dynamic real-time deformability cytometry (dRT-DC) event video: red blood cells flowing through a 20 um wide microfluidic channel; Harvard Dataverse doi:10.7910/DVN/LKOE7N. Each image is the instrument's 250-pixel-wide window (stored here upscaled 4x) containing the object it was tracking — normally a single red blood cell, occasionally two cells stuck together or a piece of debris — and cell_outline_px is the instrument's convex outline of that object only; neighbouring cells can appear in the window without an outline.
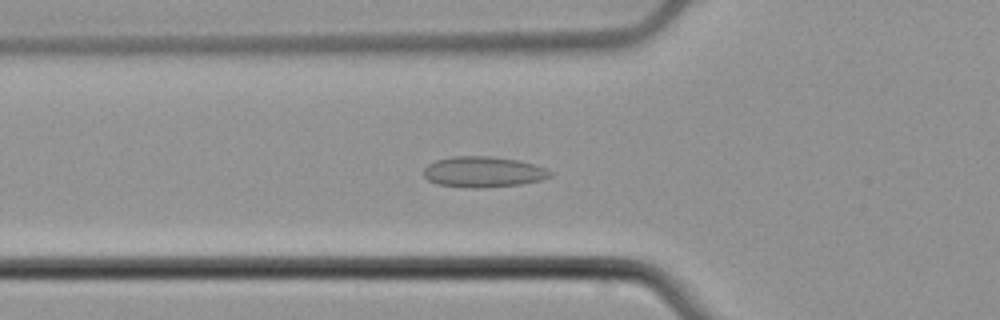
{"species": "common noctule bat (a hibernating species)", "species_latin": "Nyctalus noctula", "temperature_condition": "cold", "stored_images_in_passage": 46, "camera_frame_rate_fps": 3000, "um_per_image_px": 0.085, "animal": {"sex": "male", "body_mass_g": 21.5, "forearm_length_mm": 52.0}, "frame": {"image": 1, "passage_image": 16, "time_ms": 5.0, "image_size_px": [1000, 320], "cell_outline_px": [[552, 176], [540, 180], [520, 184], [476, 188], [472, 188], [436, 184], [428, 180], [424, 176], [424, 168], [428, 164], [436, 160], [452, 156], [488, 156], [516, 160], [532, 164], [544, 168], [552, 172]], "centroid_in_image_um": [41.03, 14.61], "position_along_channel_um": 84.8, "area_um2": 22.43}}
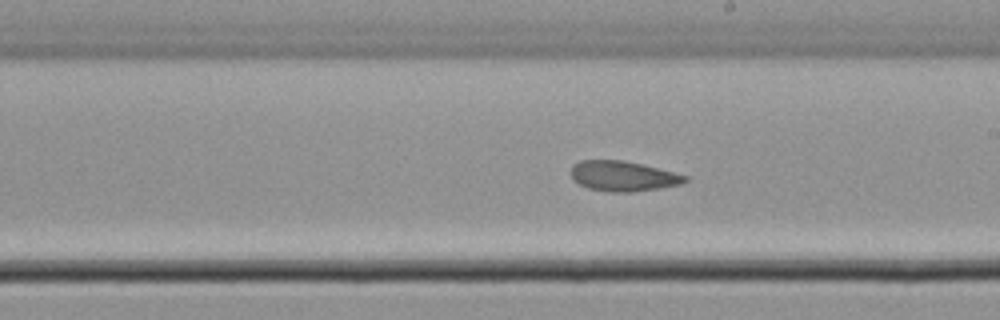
{"frame": {"image": 2, "passage_image": 28, "time_ms": 9.0, "image_size_px": [1000, 320], "cell_outline_px": [[688, 180], [680, 184], [660, 188], [632, 192], [608, 192], [588, 188], [572, 180], [572, 164], [580, 160], [620, 160], [640, 164], [688, 176]], "centroid_in_image_um": [52.92, 14.98], "position_along_channel_um": 236.1, "area_um2": 19.88}}
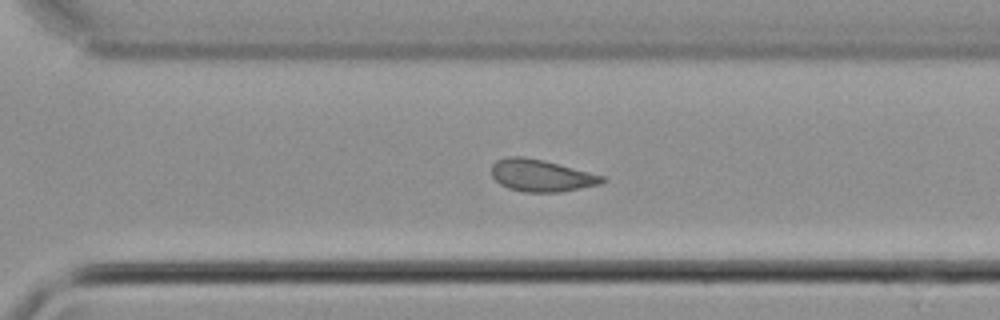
{"frame": {"image": 3, "passage_image": 35, "time_ms": 11.333, "image_size_px": [1000, 320], "cell_outline_px": [[608, 180], [600, 184], [560, 192], [524, 192], [508, 188], [500, 184], [492, 176], [492, 164], [496, 160], [508, 156], [524, 156], [544, 160], [604, 176]], "centroid_in_image_um": [45.99, 14.91], "position_along_channel_um": 324.6, "area_um2": 20.69}}